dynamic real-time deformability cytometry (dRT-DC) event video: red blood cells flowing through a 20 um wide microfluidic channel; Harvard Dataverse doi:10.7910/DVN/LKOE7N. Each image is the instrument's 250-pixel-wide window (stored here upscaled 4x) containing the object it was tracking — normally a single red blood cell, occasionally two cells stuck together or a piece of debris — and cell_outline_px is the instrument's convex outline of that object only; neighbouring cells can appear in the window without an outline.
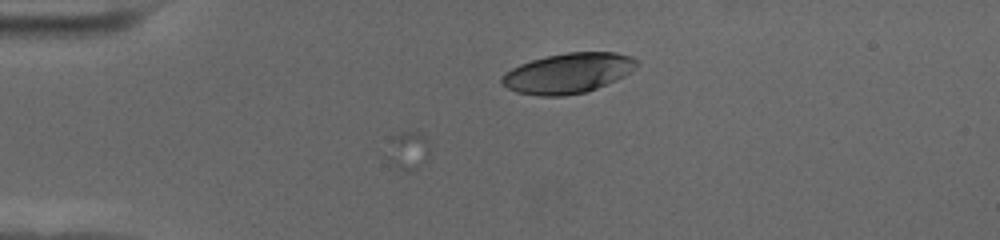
{"species": "human", "species_latin": "Homo sapiens", "temperature_condition": "cold", "stored_images_in_passage": 2, "camera_frame_rate_fps": 3000, "um_per_image_px": 0.085, "donor": {"sex": "female"}, "frame": {"image": 1, "passage_image": 2, "time_ms": 0.333, "image_size_px": [1000, 240], "cell_outline_px": [[636, 64], [632, 72], [616, 80], [596, 88], [584, 92], [564, 96], [540, 96], [516, 92], [508, 88], [500, 80], [500, 76], [504, 72], [520, 64], [532, 60], [548, 56], [568, 52], [616, 52], [632, 56], [636, 60]], "centroid_in_image_um": [48.27, 6.22], "position_along_channel_um": 36.7, "area_um2": 31.44}}